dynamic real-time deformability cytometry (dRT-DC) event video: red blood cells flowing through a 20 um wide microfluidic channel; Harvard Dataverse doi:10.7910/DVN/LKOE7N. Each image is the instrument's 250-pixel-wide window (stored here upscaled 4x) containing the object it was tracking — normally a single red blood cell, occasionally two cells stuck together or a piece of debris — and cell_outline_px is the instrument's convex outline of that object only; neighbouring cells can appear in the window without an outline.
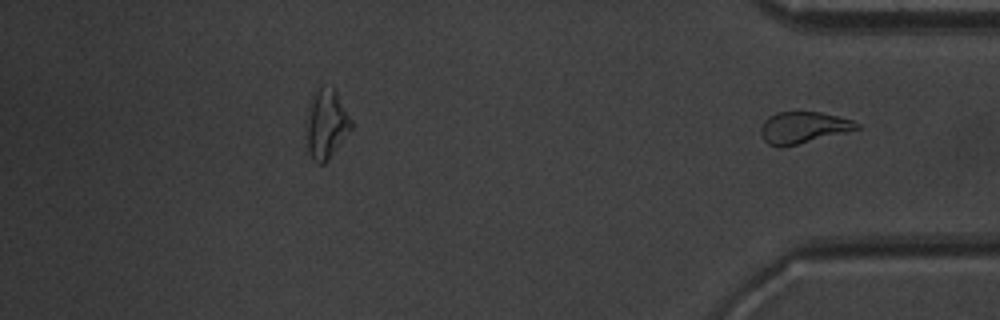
{"species": "common noctule bat (a hibernating species)", "species_latin": "Nyctalus noctula", "temperature_condition": "warm", "stored_images_in_passage": 34, "segment_of_instrument_passage": [2, 2], "camera_frame_rate_fps": 3000, "um_per_image_px": 0.085, "animal": {"sex": "male", "body_mass_g": 20.1, "forearm_length_mm": 53.5}, "frame": {"image": 1, "passage_image": 34, "time_ms": 11.0, "image_size_px": [1000, 320], "cell_outline_px": [[860, 128], [784, 148], [780, 148], [768, 144], [764, 140], [760, 132], [760, 128], [764, 120], [768, 116], [776, 112], [820, 112], [852, 120], [860, 124]], "centroid_in_image_um": [68.22, 10.85], "position_along_channel_um": 367.0, "area_um2": 17.69}}